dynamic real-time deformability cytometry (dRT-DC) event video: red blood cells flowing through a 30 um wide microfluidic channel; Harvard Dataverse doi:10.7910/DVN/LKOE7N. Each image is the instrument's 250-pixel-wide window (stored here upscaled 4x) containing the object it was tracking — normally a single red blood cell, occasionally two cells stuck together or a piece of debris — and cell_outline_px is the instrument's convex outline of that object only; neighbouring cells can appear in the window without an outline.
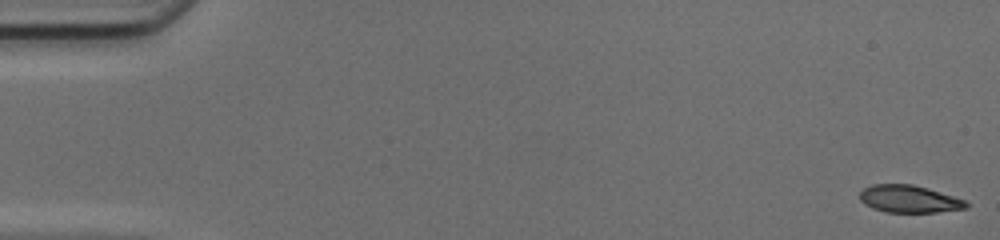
{"species": "common noctule bat (a hibernating species)", "species_latin": "Nyctalus noctula", "temperature_condition": "cold", "stored_images_in_passage": 50, "camera_frame_rate_fps": 3000, "um_per_image_px": 0.085, "animal": {"sex": "female", "body_mass_g": 17.0, "forearm_length_mm": 48.0}, "frame": {"image": 1, "passage_image": 1, "time_ms": 0.0, "image_size_px": [1000, 240], "cell_outline_px": [[968, 208], [936, 212], [888, 212], [872, 208], [864, 204], [860, 200], [860, 192], [864, 188], [872, 184], [912, 184], [928, 188], [964, 200], [968, 204]], "centroid_in_image_um": [77.25, 16.91], "position_along_channel_um": 7.8, "area_um2": 16.88}}
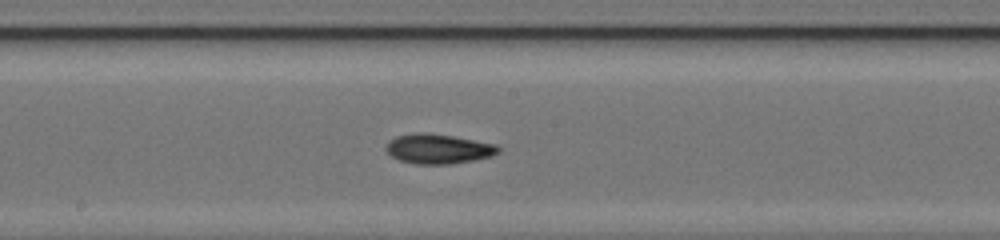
{"frame": {"image": 2, "passage_image": 27, "time_ms": 8.667, "image_size_px": [1000, 240], "cell_outline_px": [[500, 152], [492, 156], [452, 164], [416, 164], [400, 160], [392, 156], [384, 148], [388, 140], [396, 136], [420, 132], [428, 132], [452, 136], [496, 144], [500, 148]], "centroid_in_image_um": [37.24, 12.65], "position_along_channel_um": 211.0, "area_um2": 19.48}}
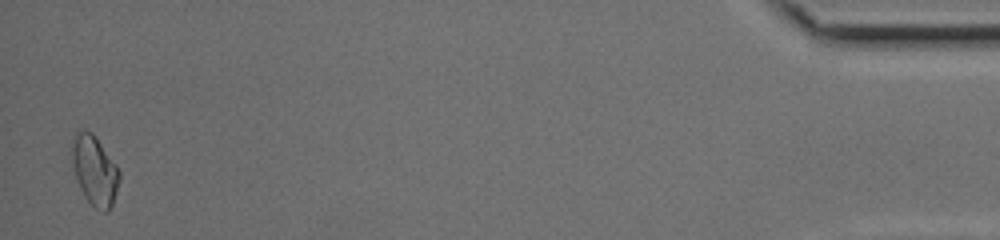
{"frame": {"image": 3, "passage_image": 49, "time_ms": 16.0, "image_size_px": [1000, 240], "cell_outline_px": [[120, 180], [112, 204], [108, 212], [100, 212], [84, 196], [80, 188], [68, 152], [72, 140], [76, 132], [92, 132], [96, 136], [116, 164], [120, 172]], "centroid_in_image_um": [8.03, 14.48], "position_along_channel_um": 427.2, "area_um2": 19.42}, "authors_computed_cell_mechanics": {"area_um2": 18.1492, "velocity_mm_per_s": 4.1979, "shape_relaxation_time_tau1_ms": 3.7453, "shape_relaxation_time_tau2_ms": 8.6867, "deformation_change_tau1": 0.133, "deformation_change_tau2": 0.1421}}